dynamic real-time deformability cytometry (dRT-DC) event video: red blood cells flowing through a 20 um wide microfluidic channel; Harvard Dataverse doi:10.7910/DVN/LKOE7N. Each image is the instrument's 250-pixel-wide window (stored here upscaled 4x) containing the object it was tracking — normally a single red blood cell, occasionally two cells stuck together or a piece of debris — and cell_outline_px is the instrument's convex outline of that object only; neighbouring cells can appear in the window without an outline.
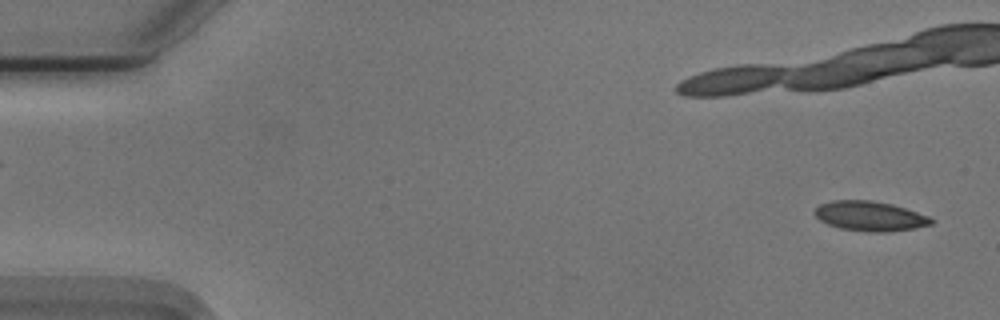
{"species": "Egyptian fruit bat (a non-hibernating species)", "species_latin": "Rousettus aegyptiacus", "temperature_condition": "cold", "stored_images_in_passage": 46, "camera_frame_rate_fps": 3000, "um_per_image_px": 0.085, "animal": {"sex": "male"}, "frame": {"image": 1, "passage_image": 1, "time_ms": 0.0, "image_size_px": [1000, 320], "cell_outline_px": [[936, 220], [932, 224], [916, 228], [884, 232], [868, 232], [840, 228], [828, 224], [820, 220], [812, 212], [820, 204], [832, 200], [872, 200], [892, 204], [928, 216]], "centroid_in_image_um": [73.94, 18.37], "position_along_channel_um": 11.1, "area_um2": 20.23}, "authors_computed_cell_mechanics": {"area_um2": 20.6346, "velocity_mm_per_s": 3.7462, "shape_relaxation_time_tau1_ms": 5.6643, "shape_relaxation_time_tau2_ms": 2.2593, "deformation_change_tau1": 0.1347, "deformation_change_tau2": 0.0784}}